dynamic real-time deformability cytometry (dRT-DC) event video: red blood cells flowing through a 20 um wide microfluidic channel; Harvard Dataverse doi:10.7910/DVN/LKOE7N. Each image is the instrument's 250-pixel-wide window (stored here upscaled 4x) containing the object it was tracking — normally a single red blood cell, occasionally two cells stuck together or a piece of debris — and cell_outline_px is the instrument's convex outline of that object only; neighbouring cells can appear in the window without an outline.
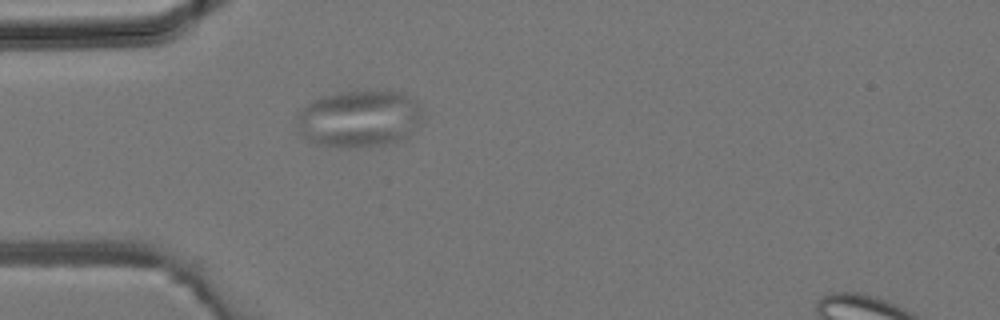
{"species": "common noctule bat (a hibernating species)", "species_latin": "Nyctalus noctula", "temperature_condition": "room temperature", "stored_images_in_passage": 1, "camera_frame_rate_fps": 3000, "um_per_image_px": 0.085, "animal": {"sex": "male", "body_mass_g": 19.2, "forearm_length_mm": 51.8}, "frame": {"image": 1, "passage_image": 1, "time_ms": 0.0, "image_size_px": [1000, 320], "cell_outline_px": [[424, 124], [408, 136], [384, 144], [316, 144], [308, 140], [300, 132], [296, 116], [296, 112], [300, 108], [312, 100], [324, 96], [340, 92], [404, 92], [420, 100], [424, 112]], "centroid_in_image_um": [30.63, 10.02], "position_along_channel_um": 54.4, "area_um2": 41.44}}